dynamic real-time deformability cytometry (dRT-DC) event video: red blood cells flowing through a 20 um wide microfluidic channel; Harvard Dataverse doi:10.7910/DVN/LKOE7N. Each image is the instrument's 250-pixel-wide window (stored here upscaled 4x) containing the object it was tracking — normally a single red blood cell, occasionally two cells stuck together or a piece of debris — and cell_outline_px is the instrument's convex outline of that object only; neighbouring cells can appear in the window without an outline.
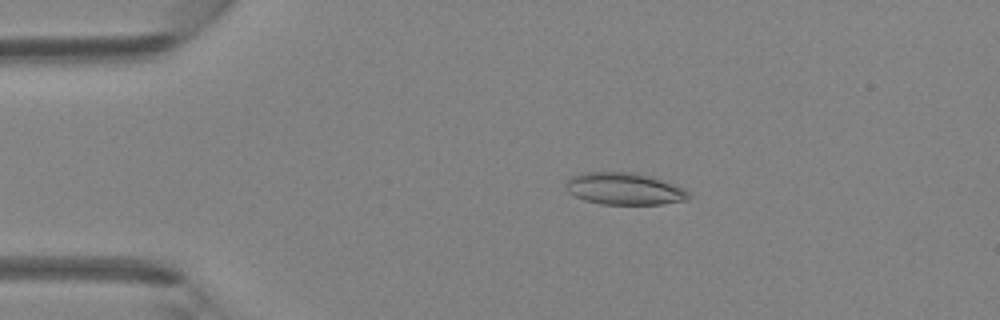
{"species": "Egyptian fruit bat (a non-hibernating species)", "species_latin": "Rousettus aegyptiacus", "temperature_condition": "room temperature", "stored_images_in_passage": 5, "camera_frame_rate_fps": 3000, "um_per_image_px": 0.085, "animal": {"sex": "female"}, "frame": {"image": 1, "passage_image": 3, "time_ms": 0.667, "image_size_px": [1000, 320], "cell_outline_px": [[692, 196], [688, 200], [664, 204], [600, 204], [584, 200], [568, 192], [564, 184], [572, 176], [584, 172], [636, 172], [652, 176], [664, 180], [684, 188]], "centroid_in_image_um": [53.1, 16.04], "position_along_channel_um": 31.9, "area_um2": 23.18}}
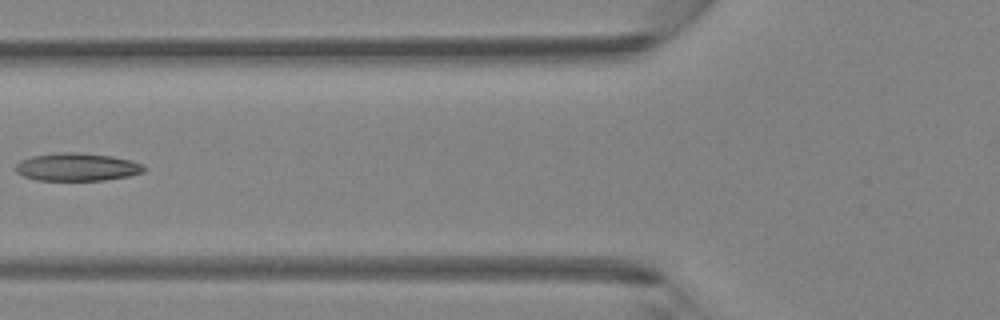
{"frame": {"image": 2, "passage_image": 5, "time_ms": 1.333, "image_size_px": [1000, 320], "cell_outline_px": [[144, 172], [128, 176], [104, 180], [36, 180], [24, 176], [16, 172], [16, 164], [20, 160], [32, 156], [60, 152], [76, 152], [112, 156], [132, 160], [144, 164]], "centroid_in_image_um": [6.56, 14.19], "position_along_channel_um": 119.2, "area_um2": 20.87}}